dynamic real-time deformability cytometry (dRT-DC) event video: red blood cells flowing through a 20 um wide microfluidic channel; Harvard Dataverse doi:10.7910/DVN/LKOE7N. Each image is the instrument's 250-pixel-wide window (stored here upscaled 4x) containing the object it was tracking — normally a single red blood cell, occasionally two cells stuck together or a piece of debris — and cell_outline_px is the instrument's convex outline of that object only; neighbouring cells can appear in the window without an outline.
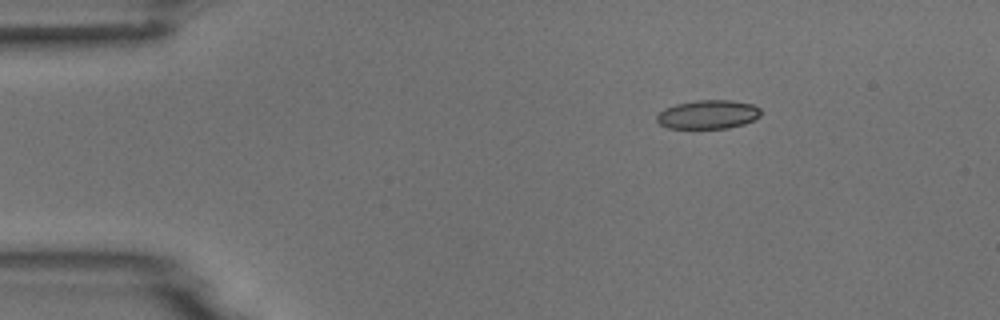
{"species": "common noctule bat (a hibernating species)", "species_latin": "Nyctalus noctula", "temperature_condition": "room temperature", "stored_images_in_passage": 3, "camera_frame_rate_fps": 3000, "um_per_image_px": 0.085, "animal": {"sex": "male", "body_mass_g": 18.8}, "frame": {"image": 1, "passage_image": 1, "time_ms": 0.0, "image_size_px": [1000, 320], "cell_outline_px": [[760, 116], [744, 124], [728, 128], [668, 128], [660, 124], [656, 120], [656, 116], [664, 108], [676, 104], [696, 100], [728, 100], [752, 104], [760, 108]], "centroid_in_image_um": [60.16, 9.73], "position_along_channel_um": 24.8, "area_um2": 17.4}}